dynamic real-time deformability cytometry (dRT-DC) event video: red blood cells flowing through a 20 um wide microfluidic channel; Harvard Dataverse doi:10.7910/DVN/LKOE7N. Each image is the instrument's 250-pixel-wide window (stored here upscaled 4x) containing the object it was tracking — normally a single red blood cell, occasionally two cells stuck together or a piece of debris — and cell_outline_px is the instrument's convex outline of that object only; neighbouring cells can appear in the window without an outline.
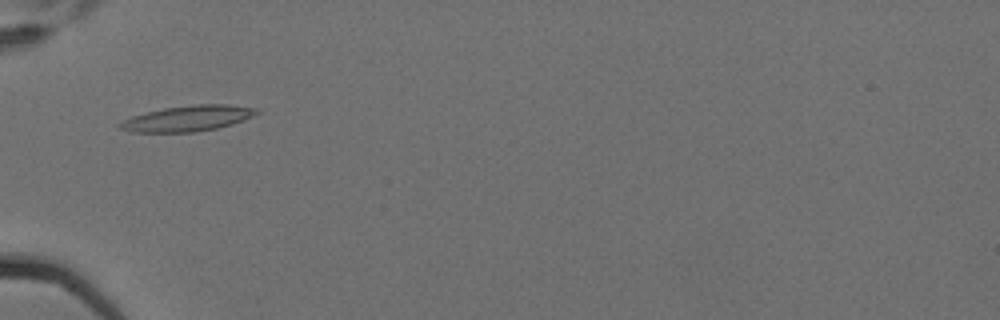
{"species": "Egyptian fruit bat (a non-hibernating species)", "species_latin": "Rousettus aegyptiacus", "temperature_condition": "cold", "stored_images_in_passage": 14, "camera_frame_rate_fps": 3000, "um_per_image_px": 0.085, "animal": {"sex": "female"}, "frame": {"image": 1, "passage_image": 5, "time_ms": 1.333, "image_size_px": [1000, 320], "cell_outline_px": [[260, 112], [244, 120], [232, 124], [216, 128], [196, 132], [132, 132], [116, 128], [116, 124], [132, 116], [164, 108], [196, 104], [228, 104], [260, 108]], "centroid_in_image_um": [15.97, 10.06], "position_along_channel_um": 69.0, "area_um2": 20.58}}
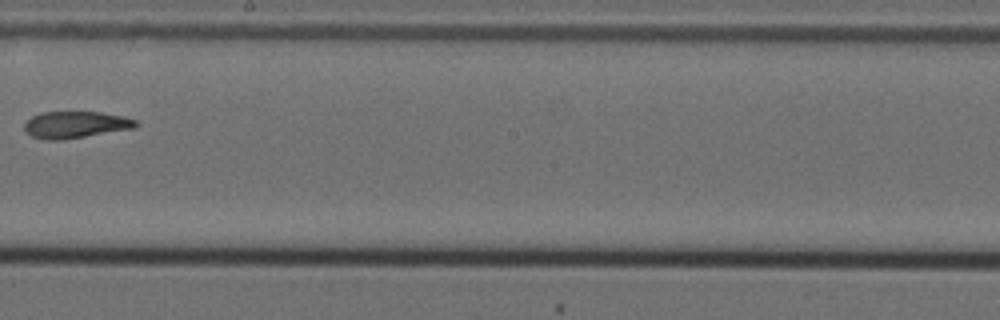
{"frame": {"image": 2, "passage_image": 9, "time_ms": 2.667, "image_size_px": [1000, 320], "cell_outline_px": [[140, 124], [136, 128], [60, 140], [44, 140], [32, 136], [24, 132], [24, 124], [32, 116], [44, 112], [100, 112], [124, 116], [136, 120]], "centroid_in_image_um": [6.43, 10.6], "position_along_channel_um": 241.8, "area_um2": 17.46}}
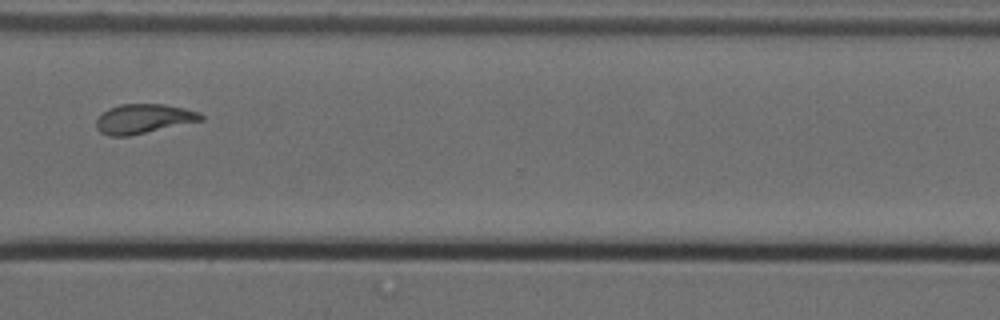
{"frame": {"image": 3, "passage_image": 12, "time_ms": 3.667, "image_size_px": [1000, 320], "cell_outline_px": [[204, 120], [128, 136], [108, 136], [100, 132], [96, 128], [96, 120], [108, 108], [120, 104], [164, 104], [184, 108], [200, 112], [204, 116]], "centroid_in_image_um": [12.21, 10.09], "position_along_channel_um": 358.4, "area_um2": 17.98}}